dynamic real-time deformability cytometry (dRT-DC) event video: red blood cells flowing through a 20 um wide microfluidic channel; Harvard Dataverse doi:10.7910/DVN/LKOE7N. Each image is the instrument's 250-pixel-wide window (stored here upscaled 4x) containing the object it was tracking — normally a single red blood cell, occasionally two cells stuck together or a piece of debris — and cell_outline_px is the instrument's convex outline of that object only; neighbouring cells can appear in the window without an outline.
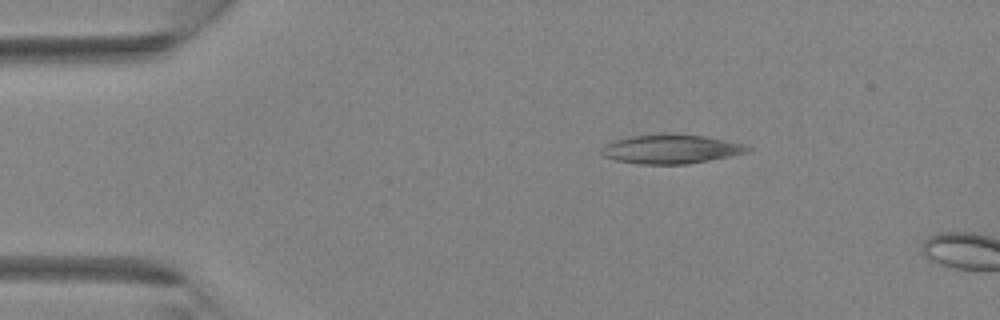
{"species": "Egyptian fruit bat (a non-hibernating species)", "species_latin": "Rousettus aegyptiacus", "temperature_condition": "room temperature", "stored_images_in_passage": 9, "camera_frame_rate_fps": 3000, "um_per_image_px": 0.085, "animal": {"sex": "female"}, "frame": {"image": 1, "passage_image": 6, "time_ms": 1.667, "image_size_px": [1000, 320], "cell_outline_px": [[752, 148], [748, 152], [688, 164], [640, 164], [616, 160], [604, 156], [600, 152], [600, 148], [604, 144], [612, 140], [628, 136], [664, 132], [672, 132], [704, 136], [744, 144]], "centroid_in_image_um": [56.96, 12.64], "position_along_channel_um": 28.0, "area_um2": 25.2}}